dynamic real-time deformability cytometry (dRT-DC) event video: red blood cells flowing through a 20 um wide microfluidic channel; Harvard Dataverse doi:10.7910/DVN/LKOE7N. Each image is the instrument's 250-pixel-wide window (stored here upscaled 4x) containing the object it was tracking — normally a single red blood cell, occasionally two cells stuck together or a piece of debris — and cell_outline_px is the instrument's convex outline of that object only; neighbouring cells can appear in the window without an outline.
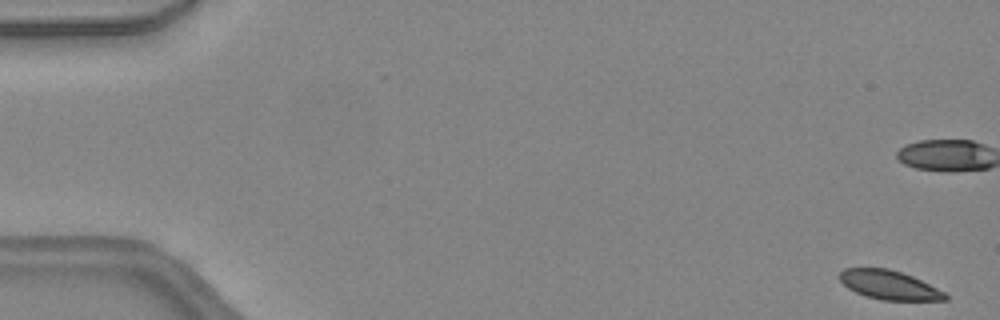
{"species": "common noctule bat (a hibernating species)", "species_latin": "Nyctalus noctula", "temperature_condition": "warm", "stored_images_in_passage": 47, "camera_frame_rate_fps": 3000, "um_per_image_px": 0.085, "animal": {"sex": "female", "body_mass_g": 24.6, "forearm_length_mm": 56.2}, "frame": {"image": 1, "passage_image": 1, "time_ms": 0.0, "image_size_px": [1000, 320], "cell_outline_px": [[948, 300], [880, 300], [864, 296], [848, 288], [840, 280], [840, 272], [844, 268], [888, 268], [912, 276], [944, 292], [948, 296]], "centroid_in_image_um": [75.56, 24.23], "position_along_channel_um": 9.4, "area_um2": 17.69}}
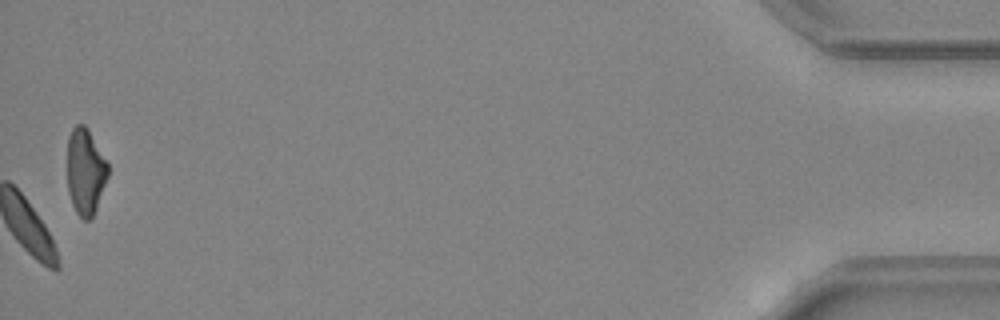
{"frame": {"image": 2, "passage_image": 47, "time_ms": 15.333, "image_size_px": [1000, 320], "cell_outline_px": [[108, 176], [96, 208], [92, 216], [88, 220], [84, 220], [76, 212], [72, 204], [68, 192], [68, 136], [72, 128], [76, 124], [84, 124], [88, 128], [108, 164]], "centroid_in_image_um": [7.25, 14.56], "position_along_channel_um": 428.0, "area_um2": 20.29}, "authors_computed_cell_mechanics": {"area_um2": 19.941, "velocity_mm_per_s": 4.4324, "shape_relaxation_time_tau1_ms": 1.9402, "shape_relaxation_time_tau2_ms": null, "deformation_change_tau1": 0.0639, "deformation_change_tau2": null}}